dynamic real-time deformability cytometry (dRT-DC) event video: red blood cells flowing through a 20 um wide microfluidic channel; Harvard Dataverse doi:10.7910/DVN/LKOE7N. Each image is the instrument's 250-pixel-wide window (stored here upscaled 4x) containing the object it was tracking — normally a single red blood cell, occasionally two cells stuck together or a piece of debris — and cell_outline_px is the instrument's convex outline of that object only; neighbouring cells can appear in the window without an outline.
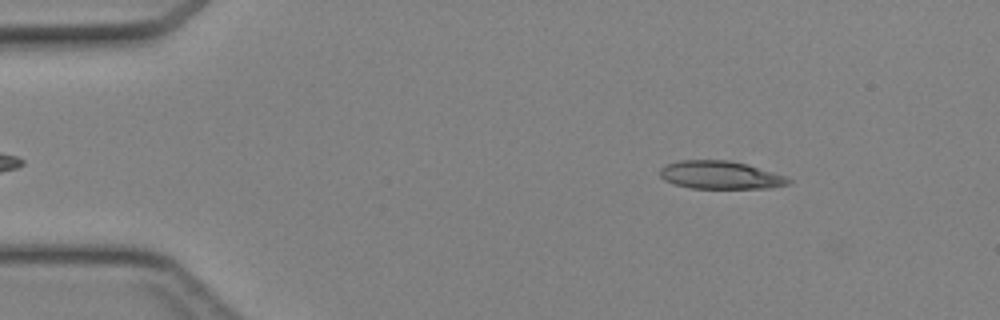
{"species": "Egyptian fruit bat (a non-hibernating species)", "species_latin": "Rousettus aegyptiacus", "temperature_condition": "cold", "stored_images_in_passage": 43, "camera_frame_rate_fps": 3000, "um_per_image_px": 0.085, "animal": {"sex": "female"}, "frame": {"image": 1, "passage_image": 4, "time_ms": 1.0, "image_size_px": [1000, 320], "cell_outline_px": [[792, 180], [788, 184], [768, 188], [692, 188], [676, 184], [664, 180], [660, 176], [660, 168], [664, 164], [680, 160], [728, 160], [748, 164], [784, 176]], "centroid_in_image_um": [61.19, 14.87], "position_along_channel_um": 23.8, "area_um2": 20.87}}
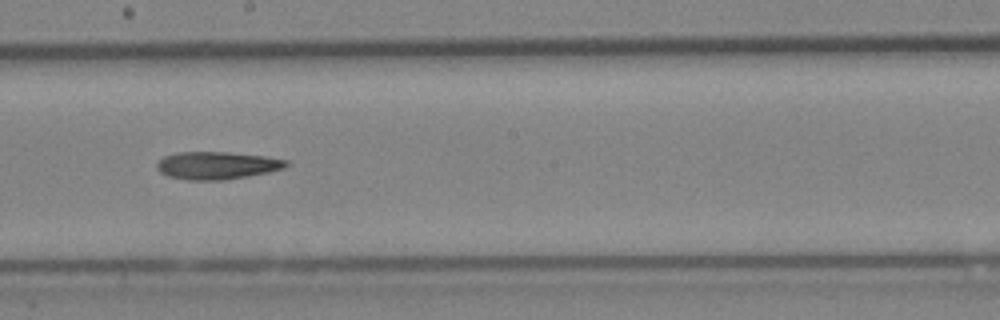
{"frame": {"image": 2, "passage_image": 23, "time_ms": 7.333, "image_size_px": [1000, 320], "cell_outline_px": [[288, 164], [284, 168], [268, 172], [248, 176], [224, 180], [188, 180], [168, 176], [160, 172], [156, 168], [156, 164], [164, 156], [176, 152], [228, 152], [264, 156], [288, 160]], "centroid_in_image_um": [18.42, 14.06], "position_along_channel_um": 229.8, "area_um2": 20.81}}
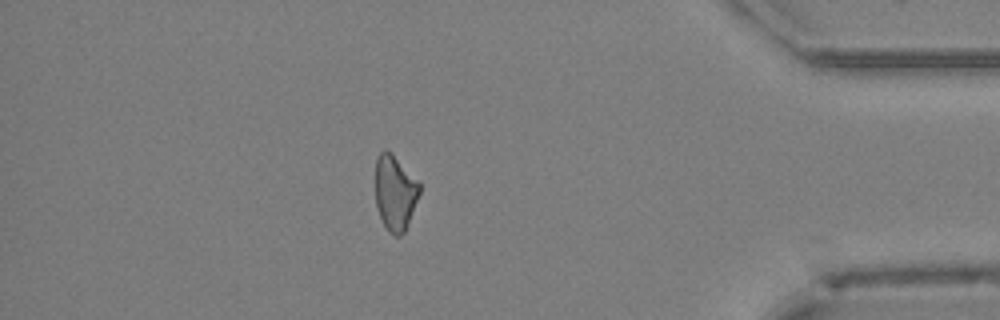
{"frame": {"image": 3, "passage_image": 37, "time_ms": 12.0, "image_size_px": [1000, 320], "cell_outline_px": [[420, 192], [404, 232], [400, 236], [396, 236], [388, 232], [380, 216], [376, 204], [376, 156], [384, 148], [392, 152], [420, 180]], "centroid_in_image_um": [33.59, 16.31], "position_along_channel_um": 401.6, "area_um2": 19.59}}